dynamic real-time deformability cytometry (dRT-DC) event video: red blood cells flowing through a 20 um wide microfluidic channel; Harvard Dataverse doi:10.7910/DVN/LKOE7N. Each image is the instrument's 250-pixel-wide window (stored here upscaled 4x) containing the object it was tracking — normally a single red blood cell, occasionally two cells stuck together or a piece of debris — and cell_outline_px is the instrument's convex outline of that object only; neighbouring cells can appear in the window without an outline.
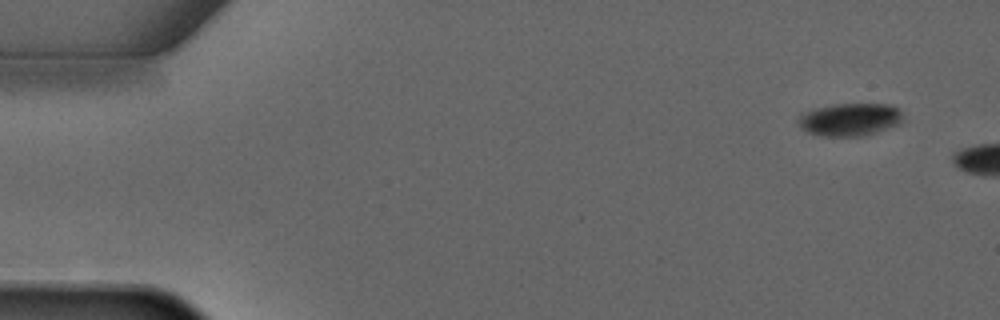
{"species": "common noctule bat (a hibernating species)", "species_latin": "Nyctalus noctula", "temperature_condition": "warm", "stored_images_in_passage": 3, "camera_frame_rate_fps": 3000, "um_per_image_px": 0.085, "animal": {"sex": "male", "forearm_length_mm": 52.5}, "frame": {"image": 1, "passage_image": 1, "time_ms": 0.0, "image_size_px": [1000, 320], "cell_outline_px": [[904, 120], [900, 124], [864, 136], [820, 136], [808, 132], [800, 128], [796, 124], [796, 116], [800, 112], [812, 108], [832, 104], [892, 104], [900, 108], [904, 116]], "centroid_in_image_um": [72.2, 10.14], "position_along_channel_um": 12.8, "area_um2": 20.75}}